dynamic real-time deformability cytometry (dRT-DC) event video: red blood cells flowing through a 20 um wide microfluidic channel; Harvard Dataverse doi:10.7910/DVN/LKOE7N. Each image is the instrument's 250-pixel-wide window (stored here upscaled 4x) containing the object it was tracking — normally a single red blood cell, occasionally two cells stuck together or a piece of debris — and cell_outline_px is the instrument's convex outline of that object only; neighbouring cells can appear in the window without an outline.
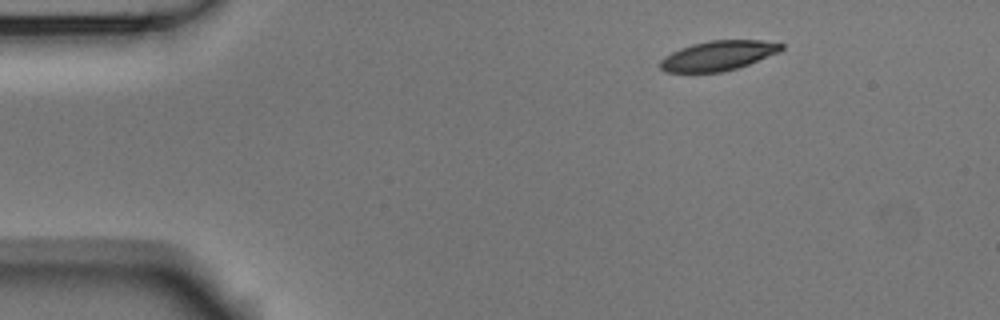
{"species": "Egyptian fruit bat (a non-hibernating species)", "species_latin": "Rousettus aegyptiacus", "temperature_condition": "room temperature", "stored_images_in_passage": 3, "camera_frame_rate_fps": 3000, "um_per_image_px": 0.085, "animal": {"sex": "male"}, "frame": {"image": 1, "passage_image": 1, "time_ms": 0.0, "image_size_px": [1000, 320], "cell_outline_px": [[784, 48], [780, 52], [748, 64], [736, 68], [720, 72], [664, 72], [660, 68], [660, 60], [664, 56], [680, 48], [692, 44], [712, 40], [760, 40], [784, 44]], "centroid_in_image_um": [61.04, 4.72], "position_along_channel_um": 24.0, "area_um2": 20.92}}